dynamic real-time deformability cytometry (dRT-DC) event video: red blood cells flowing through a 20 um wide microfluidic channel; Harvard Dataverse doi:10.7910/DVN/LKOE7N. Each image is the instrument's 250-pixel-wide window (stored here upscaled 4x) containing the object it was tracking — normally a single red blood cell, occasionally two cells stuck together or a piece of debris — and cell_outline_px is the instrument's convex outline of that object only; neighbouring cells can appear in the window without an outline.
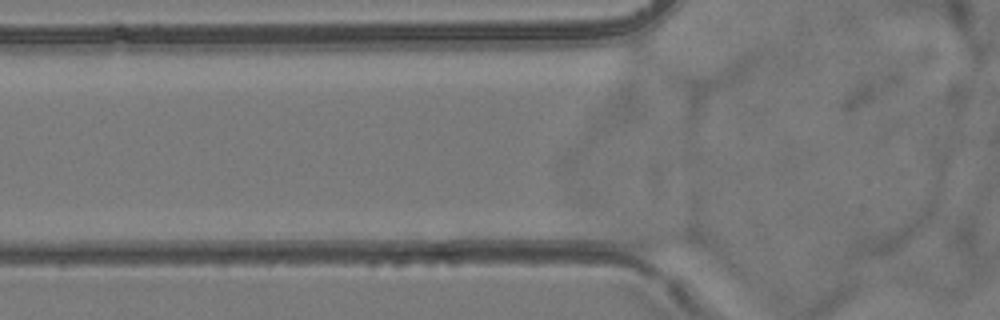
{"species": "common noctule bat (a hibernating species)", "species_latin": "Nyctalus noctula", "temperature_condition": "room temperature", "stored_images_in_passage": 3, "camera_frame_rate_fps": 3000, "um_per_image_px": 0.085, "animal": {"sex": "female", "body_mass_g": 24.6, "forearm_length_mm": 56.2}, "frame": {"image": 1, "passage_image": 3, "time_ms": 0.667, "image_size_px": [1000, 320], "cell_outline_px": [[708, 248], [648, 252], [632, 248], [612, 228], [616, 220], [624, 220], [692, 228], [704, 240]], "centroid_in_image_um": [55.93, 20.11], "position_along_channel_um": 69.9, "area_um2": 15.09}}